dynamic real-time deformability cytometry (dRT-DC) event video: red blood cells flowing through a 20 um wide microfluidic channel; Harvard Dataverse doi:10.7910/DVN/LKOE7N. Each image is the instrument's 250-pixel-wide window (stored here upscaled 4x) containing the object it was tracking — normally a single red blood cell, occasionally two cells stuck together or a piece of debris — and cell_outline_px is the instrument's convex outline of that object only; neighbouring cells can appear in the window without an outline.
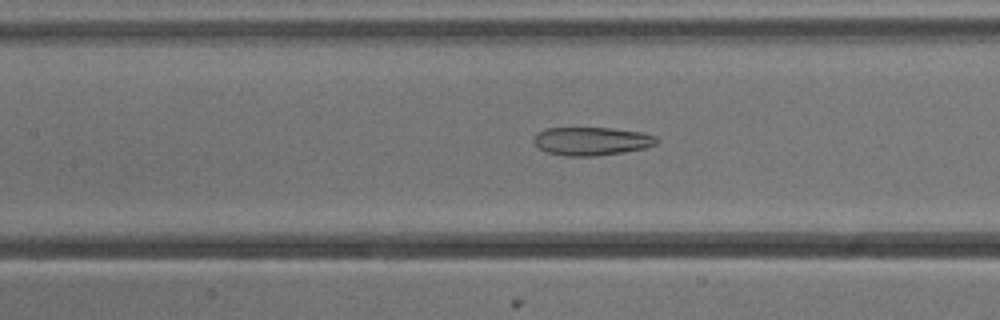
{"species": "common noctule bat (a hibernating species)", "species_latin": "Nyctalus noctula", "temperature_condition": "cold", "stored_images_in_passage": 42, "camera_frame_rate_fps": 3000, "um_per_image_px": 0.085, "animal": {"sex": "male", "body_mass_g": 13.3}, "frame": {"image": 1, "passage_image": 13, "time_ms": 4.0, "image_size_px": [1000, 320], "cell_outline_px": [[660, 140], [656, 144], [644, 148], [596, 156], [564, 156], [548, 152], [540, 148], [532, 140], [536, 132], [544, 128], [612, 128], [640, 132], [656, 136]], "centroid_in_image_um": [50.26, 11.99], "position_along_channel_um": 157.1, "area_um2": 20.23}}
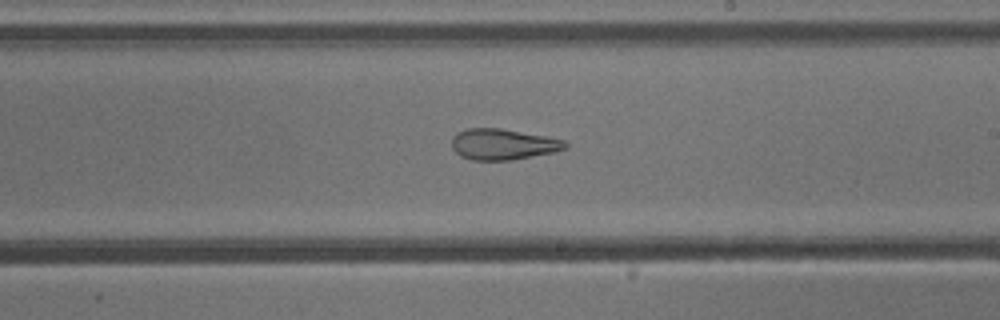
{"frame": {"image": 2, "passage_image": 20, "time_ms": 6.333, "image_size_px": [1000, 320], "cell_outline_px": [[568, 148], [556, 152], [512, 160], [472, 160], [460, 156], [452, 148], [452, 136], [456, 132], [464, 128], [500, 128], [548, 136], [564, 140], [568, 144]], "centroid_in_image_um": [42.76, 12.26], "position_along_channel_um": 246.2, "area_um2": 20.81}}
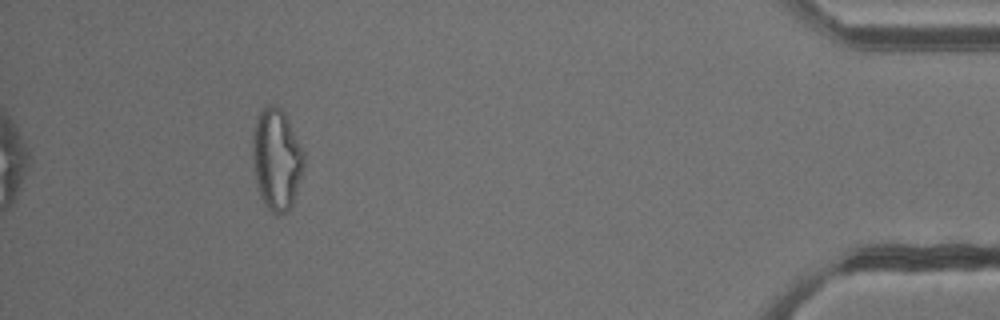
{"frame": {"image": 3, "passage_image": 38, "time_ms": 12.333, "image_size_px": [1000, 320], "cell_outline_px": [[304, 164], [292, 208], [284, 212], [272, 212], [264, 204], [260, 196], [252, 164], [252, 136], [256, 120], [260, 112], [268, 104], [276, 104], [284, 112], [304, 152]], "centroid_in_image_um": [23.5, 13.52], "position_along_channel_um": 411.7, "area_um2": 30.23}, "authors_computed_cell_mechanics": {"area_um2": 23.9292, "velocity_mm_per_s": 3.8359, "shape_relaxation_time_tau1_ms": null, "shape_relaxation_time_tau2_ms": 2.5662, "deformation_change_tau1": null, "deformation_change_tau2": 0.1235}}